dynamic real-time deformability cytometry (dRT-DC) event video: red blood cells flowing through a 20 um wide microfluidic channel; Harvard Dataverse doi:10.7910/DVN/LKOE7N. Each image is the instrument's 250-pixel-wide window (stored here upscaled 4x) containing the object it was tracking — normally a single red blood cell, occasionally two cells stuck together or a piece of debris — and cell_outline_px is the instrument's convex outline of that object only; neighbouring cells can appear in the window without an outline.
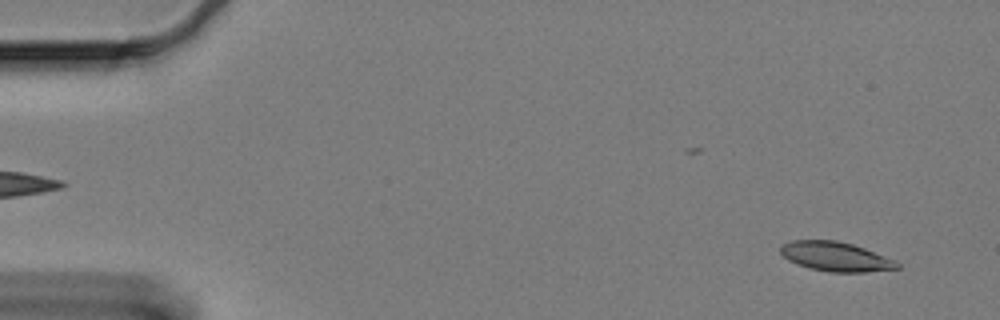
{"species": "Egyptian fruit bat (a non-hibernating species)", "species_latin": "Rousettus aegyptiacus", "temperature_condition": "cold", "stored_images_in_passage": 14, "camera_frame_rate_fps": 3000, "um_per_image_px": 0.085, "animal": {"sex": "female"}, "frame": {"image": 1, "passage_image": 3, "time_ms": 0.667, "image_size_px": [1000, 320], "cell_outline_px": [[900, 268], [864, 272], [828, 272], [808, 268], [796, 264], [788, 260], [780, 252], [780, 244], [792, 240], [836, 240], [852, 244], [864, 248], [896, 260], [900, 264]], "centroid_in_image_um": [71.01, 21.81], "position_along_channel_um": 14.0, "area_um2": 20.11}}